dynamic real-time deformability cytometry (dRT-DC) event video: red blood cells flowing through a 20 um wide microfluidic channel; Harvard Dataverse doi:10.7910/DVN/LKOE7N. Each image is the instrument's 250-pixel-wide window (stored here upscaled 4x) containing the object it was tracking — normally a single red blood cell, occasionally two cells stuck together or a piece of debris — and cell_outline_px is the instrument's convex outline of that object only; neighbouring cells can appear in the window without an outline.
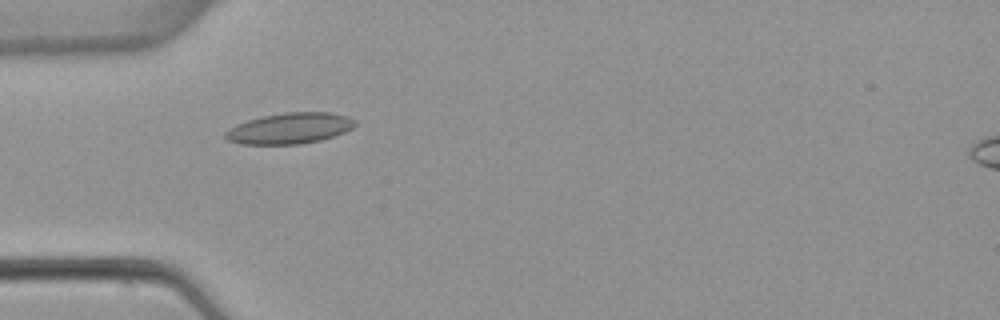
{"species": "common noctule bat (a hibernating species)", "species_latin": "Nyctalus noctula", "temperature_condition": "warm", "stored_images_in_passage": 4, "camera_frame_rate_fps": 3000, "um_per_image_px": 0.085, "animal": {"sex": "female", "body_mass_g": 22.7, "forearm_length_mm": 54.2}, "frame": {"image": 1, "passage_image": 1, "time_ms": 0.0, "image_size_px": [1000, 320], "cell_outline_px": [[356, 124], [352, 128], [344, 132], [320, 140], [300, 144], [240, 144], [228, 140], [224, 136], [224, 132], [236, 124], [248, 120], [264, 116], [284, 112], [332, 112], [348, 116], [356, 120]], "centroid_in_image_um": [24.63, 10.9], "position_along_channel_um": 60.4, "area_um2": 23.35}}
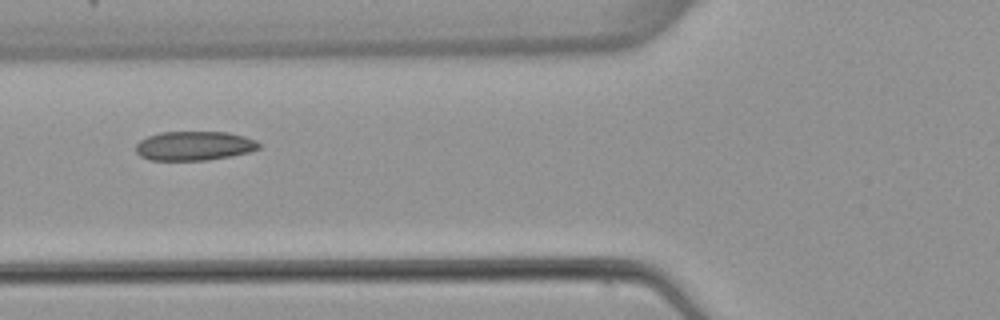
{"frame": {"image": 2, "passage_image": 2, "time_ms": 1.333, "image_size_px": [1000, 320], "cell_outline_px": [[260, 148], [248, 152], [232, 156], [208, 160], [148, 160], [140, 156], [136, 152], [136, 144], [140, 140], [148, 136], [160, 132], [228, 132], [244, 136], [256, 140], [260, 144]], "centroid_in_image_um": [16.5, 12.4], "position_along_channel_um": 109.3, "area_um2": 21.04}}
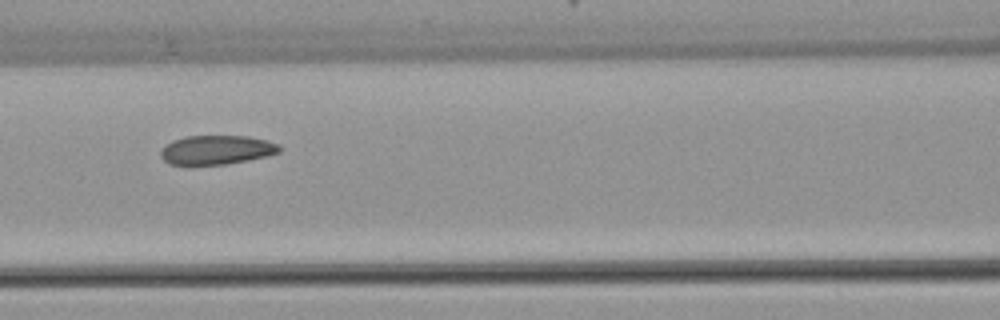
{"frame": {"image": 3, "passage_image": 3, "time_ms": 2.333, "image_size_px": [1000, 320], "cell_outline_px": [[284, 148], [280, 152], [268, 156], [248, 160], [224, 164], [192, 168], [188, 168], [168, 164], [160, 156], [160, 152], [172, 140], [184, 136], [248, 136], [268, 140], [280, 144]], "centroid_in_image_um": [18.4, 12.78], "position_along_channel_um": 148.2, "area_um2": 21.1}}